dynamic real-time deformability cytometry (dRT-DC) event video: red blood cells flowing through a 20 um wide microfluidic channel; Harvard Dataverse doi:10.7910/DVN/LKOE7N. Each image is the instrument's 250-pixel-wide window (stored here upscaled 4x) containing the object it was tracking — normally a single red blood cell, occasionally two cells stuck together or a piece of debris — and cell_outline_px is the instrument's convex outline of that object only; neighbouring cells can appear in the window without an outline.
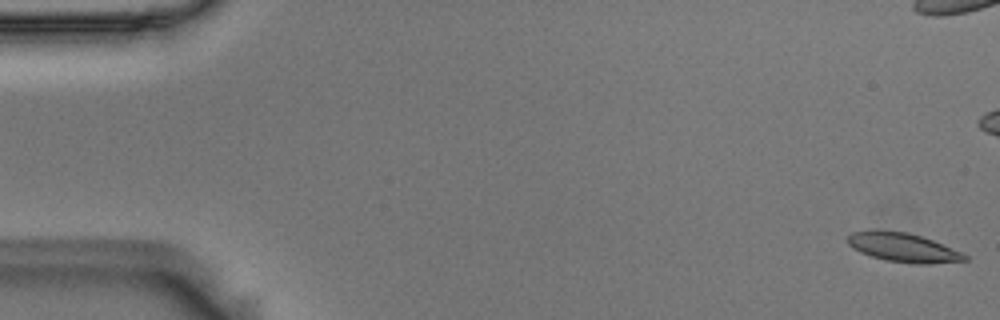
{"species": "Egyptian fruit bat (a non-hibernating species)", "species_latin": "Rousettus aegyptiacus", "temperature_condition": "room temperature", "stored_images_in_passage": 16, "camera_frame_rate_fps": 3000, "um_per_image_px": 0.085, "animal": {"sex": "male"}, "frame": {"image": 1, "passage_image": 1, "time_ms": 0.0, "image_size_px": [1000, 320], "cell_outline_px": [[968, 260], [928, 264], [916, 264], [884, 260], [860, 252], [852, 248], [848, 244], [848, 236], [852, 232], [872, 228], [876, 228], [908, 232], [932, 240], [960, 252], [968, 256]], "centroid_in_image_um": [76.69, 21.01], "position_along_channel_um": 8.3, "area_um2": 20.0}}